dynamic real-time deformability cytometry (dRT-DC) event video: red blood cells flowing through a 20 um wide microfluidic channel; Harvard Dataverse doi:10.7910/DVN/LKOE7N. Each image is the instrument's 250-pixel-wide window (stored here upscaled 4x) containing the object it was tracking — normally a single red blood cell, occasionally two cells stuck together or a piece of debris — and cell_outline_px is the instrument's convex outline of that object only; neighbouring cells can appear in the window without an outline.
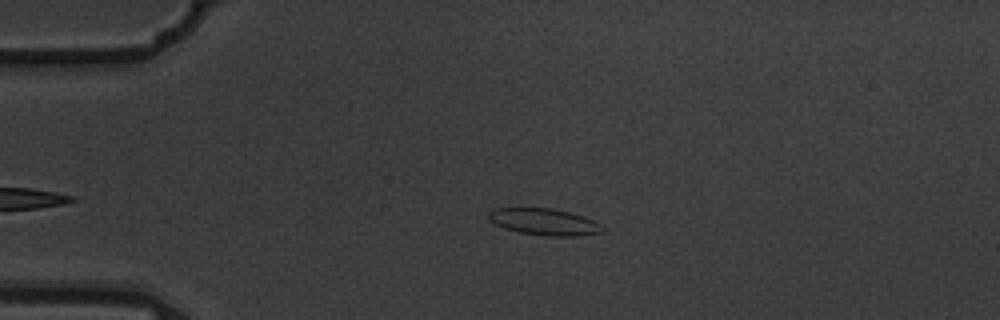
{"species": "common noctule bat (a hibernating species)", "species_latin": "Nyctalus noctula", "temperature_condition": "warm", "stored_images_in_passage": 2, "camera_frame_rate_fps": 3000, "um_per_image_px": 0.085, "animal": {"sex": "male", "body_mass_g": 19.5, "forearm_length_mm": 54.6}, "frame": {"image": 1, "passage_image": 1, "time_ms": 0.0, "image_size_px": [1000, 320], "cell_outline_px": [[604, 232], [580, 236], [544, 236], [520, 232], [504, 228], [488, 220], [488, 212], [492, 208], [552, 208], [584, 216], [600, 224], [604, 228]], "centroid_in_image_um": [46.25, 18.86], "position_along_channel_um": 38.7, "area_um2": 17.8}}